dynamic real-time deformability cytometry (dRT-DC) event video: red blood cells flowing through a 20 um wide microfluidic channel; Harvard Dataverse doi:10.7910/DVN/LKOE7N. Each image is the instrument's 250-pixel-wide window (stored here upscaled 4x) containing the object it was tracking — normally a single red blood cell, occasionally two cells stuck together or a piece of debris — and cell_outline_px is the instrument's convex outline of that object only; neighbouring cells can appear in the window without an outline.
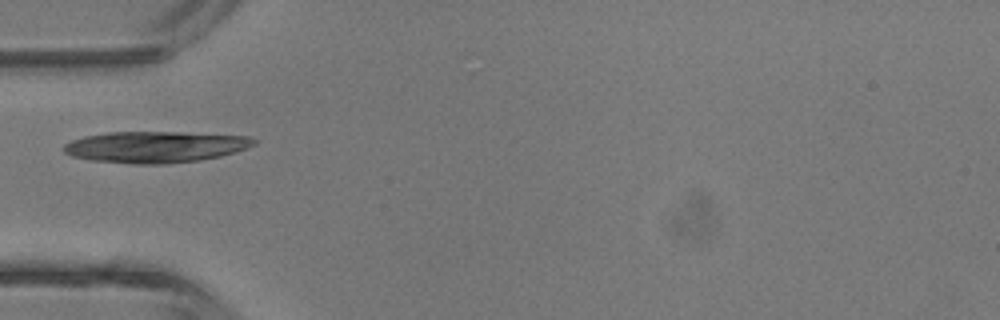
{"species": "common noctule bat (a hibernating species)", "species_latin": "Nyctalus noctula", "temperature_condition": "room temperature", "stored_images_in_passage": 1, "camera_frame_rate_fps": 3000, "um_per_image_px": 0.085, "animal": {"sex": "male", "body_mass_g": 13.3}, "frame": {"image": 1, "passage_image": 1, "time_ms": 0.0, "image_size_px": [1000, 320], "cell_outline_px": [[256, 144], [248, 148], [236, 152], [220, 156], [200, 160], [164, 164], [136, 164], [92, 160], [72, 156], [64, 152], [64, 144], [72, 140], [84, 136], [108, 132], [180, 132], [248, 136], [256, 140]], "centroid_in_image_um": [13.22, 12.48], "position_along_channel_um": 71.8, "area_um2": 34.74}}